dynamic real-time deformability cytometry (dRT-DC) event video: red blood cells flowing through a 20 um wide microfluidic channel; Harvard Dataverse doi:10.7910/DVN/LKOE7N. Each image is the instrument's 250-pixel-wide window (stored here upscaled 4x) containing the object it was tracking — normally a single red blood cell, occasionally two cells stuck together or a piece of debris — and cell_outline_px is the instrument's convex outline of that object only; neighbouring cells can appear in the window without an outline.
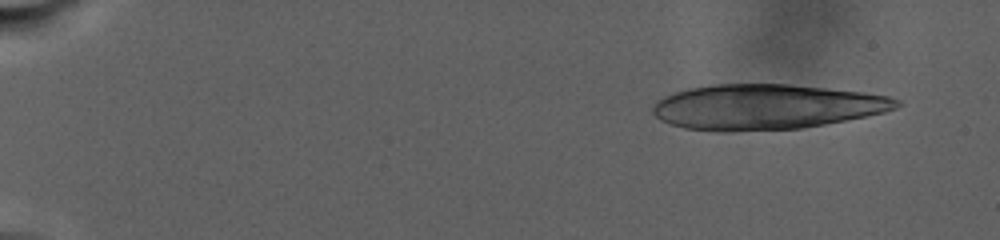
{"species": "human", "species_latin": "Homo sapiens", "temperature_condition": "warm", "stored_images_in_passage": 29, "camera_frame_rate_fps": 3000, "um_per_image_px": 0.085, "donor": {"sex": "male"}, "frame": {"image": 1, "passage_image": 4, "time_ms": 2.0, "image_size_px": [1000, 240], "cell_outline_px": [[900, 104], [896, 108], [884, 112], [804, 128], [732, 132], [712, 132], [684, 128], [660, 120], [652, 112], [652, 104], [656, 100], [664, 96], [688, 88], [712, 84], [792, 84], [864, 92], [888, 96], [900, 100]], "centroid_in_image_um": [65.06, 9.09], "position_along_channel_um": 19.9, "area_um2": 64.56}}